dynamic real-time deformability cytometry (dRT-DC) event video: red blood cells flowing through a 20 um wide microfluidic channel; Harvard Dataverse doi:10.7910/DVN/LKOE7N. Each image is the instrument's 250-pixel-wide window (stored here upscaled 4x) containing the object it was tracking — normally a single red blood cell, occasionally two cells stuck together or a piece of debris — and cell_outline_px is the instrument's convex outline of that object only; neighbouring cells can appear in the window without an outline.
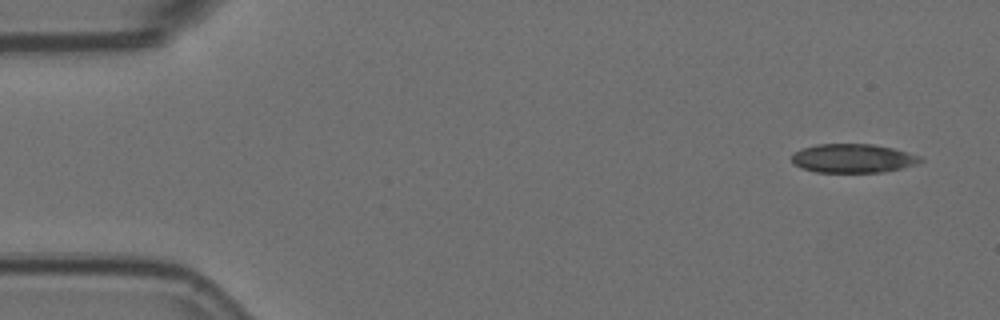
{"species": "Egyptian fruit bat (a non-hibernating species)", "species_latin": "Rousettus aegyptiacus", "temperature_condition": "room temperature", "stored_images_in_passage": 4, "segment_of_instrument_passage": [1, 2], "camera_frame_rate_fps": 3000, "um_per_image_px": 0.085, "animal": {"sex": "female"}, "frame": {"image": 1, "passage_image": 1, "time_ms": 0.0, "image_size_px": [1000, 320], "cell_outline_px": [[924, 160], [916, 164], [884, 172], [816, 172], [800, 168], [792, 164], [792, 156], [800, 148], [816, 144], [872, 144], [892, 148], [920, 156]], "centroid_in_image_um": [72.46, 13.46], "position_along_channel_um": 12.5, "area_um2": 21.62}}